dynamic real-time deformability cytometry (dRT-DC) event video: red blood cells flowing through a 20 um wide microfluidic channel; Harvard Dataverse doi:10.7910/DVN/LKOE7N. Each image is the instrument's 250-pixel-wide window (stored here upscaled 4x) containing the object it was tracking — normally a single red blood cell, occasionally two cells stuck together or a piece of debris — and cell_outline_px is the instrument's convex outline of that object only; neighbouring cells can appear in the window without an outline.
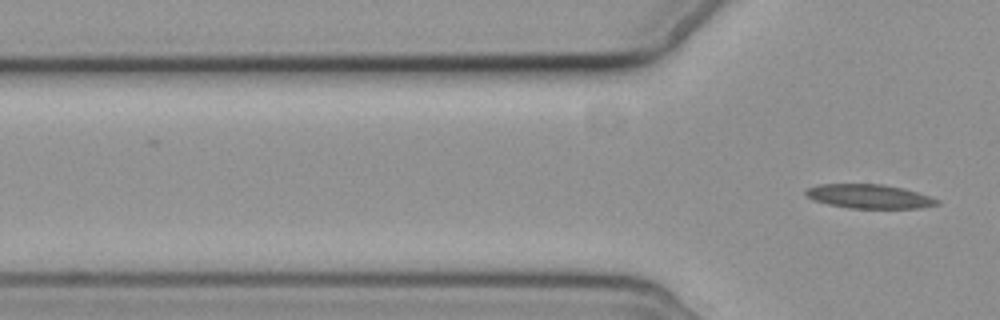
{"species": "common noctule bat (a hibernating species)", "species_latin": "Nyctalus noctula", "temperature_condition": "cold", "stored_images_in_passage": 4, "camera_frame_rate_fps": 3000, "um_per_image_px": 0.085, "animal": {"sex": "female", "body_mass_g": 19.3, "forearm_length_mm": 54.1}, "frame": {"image": 1, "passage_image": 4, "time_ms": 4.667, "image_size_px": [1000, 320], "cell_outline_px": [[940, 204], [920, 208], [848, 208], [828, 204], [812, 200], [804, 196], [804, 192], [808, 188], [816, 184], [880, 184], [900, 188], [916, 192], [940, 200]], "centroid_in_image_um": [73.82, 16.7], "position_along_channel_um": 52.0, "area_um2": 18.38}}